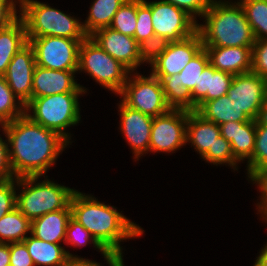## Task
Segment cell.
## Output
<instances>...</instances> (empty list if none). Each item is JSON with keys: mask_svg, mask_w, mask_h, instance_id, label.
Listing matches in <instances>:
<instances>
[{"mask_svg": "<svg viewBox=\"0 0 267 266\" xmlns=\"http://www.w3.org/2000/svg\"><path fill=\"white\" fill-rule=\"evenodd\" d=\"M0 126L7 137L9 164L15 178L45 176L70 145L25 114Z\"/></svg>", "mask_w": 267, "mask_h": 266, "instance_id": "cell-1", "label": "cell"}, {"mask_svg": "<svg viewBox=\"0 0 267 266\" xmlns=\"http://www.w3.org/2000/svg\"><path fill=\"white\" fill-rule=\"evenodd\" d=\"M71 217L87 229L105 249L123 251L121 242L140 237L144 229L118 212L116 207L76 190L70 201Z\"/></svg>", "mask_w": 267, "mask_h": 266, "instance_id": "cell-2", "label": "cell"}, {"mask_svg": "<svg viewBox=\"0 0 267 266\" xmlns=\"http://www.w3.org/2000/svg\"><path fill=\"white\" fill-rule=\"evenodd\" d=\"M230 0H212L197 24L203 47L253 46L255 38L242 5ZM205 22V23H204Z\"/></svg>", "mask_w": 267, "mask_h": 266, "instance_id": "cell-3", "label": "cell"}, {"mask_svg": "<svg viewBox=\"0 0 267 266\" xmlns=\"http://www.w3.org/2000/svg\"><path fill=\"white\" fill-rule=\"evenodd\" d=\"M19 17L24 21L27 41L43 36L65 37L84 40L82 22L60 9L37 0H19ZM80 21V22H79Z\"/></svg>", "mask_w": 267, "mask_h": 266, "instance_id": "cell-4", "label": "cell"}, {"mask_svg": "<svg viewBox=\"0 0 267 266\" xmlns=\"http://www.w3.org/2000/svg\"><path fill=\"white\" fill-rule=\"evenodd\" d=\"M40 181V176L17 178L16 207L33 221L49 212L71 209L70 201L76 189L55 183L53 180Z\"/></svg>", "mask_w": 267, "mask_h": 266, "instance_id": "cell-5", "label": "cell"}, {"mask_svg": "<svg viewBox=\"0 0 267 266\" xmlns=\"http://www.w3.org/2000/svg\"><path fill=\"white\" fill-rule=\"evenodd\" d=\"M81 94L85 92H66L33 98L25 105V115L48 130L58 133L71 145V135L66 130L81 120Z\"/></svg>", "mask_w": 267, "mask_h": 266, "instance_id": "cell-6", "label": "cell"}, {"mask_svg": "<svg viewBox=\"0 0 267 266\" xmlns=\"http://www.w3.org/2000/svg\"><path fill=\"white\" fill-rule=\"evenodd\" d=\"M80 71V72H79ZM89 74L108 91L119 94L131 71L121 62L112 58L90 36L80 44L78 70Z\"/></svg>", "mask_w": 267, "mask_h": 266, "instance_id": "cell-7", "label": "cell"}, {"mask_svg": "<svg viewBox=\"0 0 267 266\" xmlns=\"http://www.w3.org/2000/svg\"><path fill=\"white\" fill-rule=\"evenodd\" d=\"M118 95L127 106L151 117L165 114L171 109L166 102L160 80L151 73L145 77L131 72Z\"/></svg>", "mask_w": 267, "mask_h": 266, "instance_id": "cell-8", "label": "cell"}, {"mask_svg": "<svg viewBox=\"0 0 267 266\" xmlns=\"http://www.w3.org/2000/svg\"><path fill=\"white\" fill-rule=\"evenodd\" d=\"M83 40L57 36L30 38L36 65L52 70L77 71L79 48Z\"/></svg>", "mask_w": 267, "mask_h": 266, "instance_id": "cell-9", "label": "cell"}, {"mask_svg": "<svg viewBox=\"0 0 267 266\" xmlns=\"http://www.w3.org/2000/svg\"><path fill=\"white\" fill-rule=\"evenodd\" d=\"M143 1L151 8L155 35L174 42L186 39L197 32L198 22L175 5L163 0Z\"/></svg>", "mask_w": 267, "mask_h": 266, "instance_id": "cell-10", "label": "cell"}, {"mask_svg": "<svg viewBox=\"0 0 267 266\" xmlns=\"http://www.w3.org/2000/svg\"><path fill=\"white\" fill-rule=\"evenodd\" d=\"M187 120L188 111L181 109L153 117L149 152L175 153L185 146Z\"/></svg>", "mask_w": 267, "mask_h": 266, "instance_id": "cell-11", "label": "cell"}, {"mask_svg": "<svg viewBox=\"0 0 267 266\" xmlns=\"http://www.w3.org/2000/svg\"><path fill=\"white\" fill-rule=\"evenodd\" d=\"M266 91L267 79L250 71L233 77L227 95L251 120H255Z\"/></svg>", "mask_w": 267, "mask_h": 266, "instance_id": "cell-12", "label": "cell"}, {"mask_svg": "<svg viewBox=\"0 0 267 266\" xmlns=\"http://www.w3.org/2000/svg\"><path fill=\"white\" fill-rule=\"evenodd\" d=\"M202 48L203 42L198 31L181 41L169 42L165 51L151 65L150 73L154 77L178 74Z\"/></svg>", "mask_w": 267, "mask_h": 266, "instance_id": "cell-13", "label": "cell"}, {"mask_svg": "<svg viewBox=\"0 0 267 266\" xmlns=\"http://www.w3.org/2000/svg\"><path fill=\"white\" fill-rule=\"evenodd\" d=\"M120 131L130 145L135 161L148 154L153 117L130 108L122 100L119 105Z\"/></svg>", "mask_w": 267, "mask_h": 266, "instance_id": "cell-14", "label": "cell"}, {"mask_svg": "<svg viewBox=\"0 0 267 266\" xmlns=\"http://www.w3.org/2000/svg\"><path fill=\"white\" fill-rule=\"evenodd\" d=\"M90 37L131 72H137V67L142 65L139 56V43L134 37L124 35L110 27L99 29Z\"/></svg>", "mask_w": 267, "mask_h": 266, "instance_id": "cell-15", "label": "cell"}, {"mask_svg": "<svg viewBox=\"0 0 267 266\" xmlns=\"http://www.w3.org/2000/svg\"><path fill=\"white\" fill-rule=\"evenodd\" d=\"M35 52L27 43L12 58L3 75L12 92L26 105L31 100Z\"/></svg>", "mask_w": 267, "mask_h": 266, "instance_id": "cell-16", "label": "cell"}, {"mask_svg": "<svg viewBox=\"0 0 267 266\" xmlns=\"http://www.w3.org/2000/svg\"><path fill=\"white\" fill-rule=\"evenodd\" d=\"M77 71L52 70L35 66L31 99L66 92H85L87 89L75 80Z\"/></svg>", "mask_w": 267, "mask_h": 266, "instance_id": "cell-17", "label": "cell"}, {"mask_svg": "<svg viewBox=\"0 0 267 266\" xmlns=\"http://www.w3.org/2000/svg\"><path fill=\"white\" fill-rule=\"evenodd\" d=\"M233 77L234 75L217 70L208 63L200 75L199 84L191 92L192 111H196L206 101L226 95Z\"/></svg>", "mask_w": 267, "mask_h": 266, "instance_id": "cell-18", "label": "cell"}, {"mask_svg": "<svg viewBox=\"0 0 267 266\" xmlns=\"http://www.w3.org/2000/svg\"><path fill=\"white\" fill-rule=\"evenodd\" d=\"M252 47H203L208 53L209 63L217 70L238 75L252 69Z\"/></svg>", "mask_w": 267, "mask_h": 266, "instance_id": "cell-19", "label": "cell"}, {"mask_svg": "<svg viewBox=\"0 0 267 266\" xmlns=\"http://www.w3.org/2000/svg\"><path fill=\"white\" fill-rule=\"evenodd\" d=\"M220 127L221 135L230 142L234 157L239 161H247L252 157L256 138V121L225 122Z\"/></svg>", "mask_w": 267, "mask_h": 266, "instance_id": "cell-20", "label": "cell"}, {"mask_svg": "<svg viewBox=\"0 0 267 266\" xmlns=\"http://www.w3.org/2000/svg\"><path fill=\"white\" fill-rule=\"evenodd\" d=\"M219 135H221L220 127L217 124L206 120L196 111H188L186 143H191L201 157L213 147Z\"/></svg>", "mask_w": 267, "mask_h": 266, "instance_id": "cell-21", "label": "cell"}, {"mask_svg": "<svg viewBox=\"0 0 267 266\" xmlns=\"http://www.w3.org/2000/svg\"><path fill=\"white\" fill-rule=\"evenodd\" d=\"M71 218V209L49 212L31 221V235L49 243L65 242L66 227Z\"/></svg>", "mask_w": 267, "mask_h": 266, "instance_id": "cell-22", "label": "cell"}, {"mask_svg": "<svg viewBox=\"0 0 267 266\" xmlns=\"http://www.w3.org/2000/svg\"><path fill=\"white\" fill-rule=\"evenodd\" d=\"M35 266H68L70 258L77 257L60 244L37 239L30 234L23 241Z\"/></svg>", "mask_w": 267, "mask_h": 266, "instance_id": "cell-23", "label": "cell"}, {"mask_svg": "<svg viewBox=\"0 0 267 266\" xmlns=\"http://www.w3.org/2000/svg\"><path fill=\"white\" fill-rule=\"evenodd\" d=\"M27 43L25 24L20 17L0 30V75L5 74L14 55Z\"/></svg>", "mask_w": 267, "mask_h": 266, "instance_id": "cell-24", "label": "cell"}, {"mask_svg": "<svg viewBox=\"0 0 267 266\" xmlns=\"http://www.w3.org/2000/svg\"><path fill=\"white\" fill-rule=\"evenodd\" d=\"M196 112L218 126L229 121L247 122L251 120L235 105L234 101L228 98L227 94L217 99L204 102Z\"/></svg>", "mask_w": 267, "mask_h": 266, "instance_id": "cell-25", "label": "cell"}, {"mask_svg": "<svg viewBox=\"0 0 267 266\" xmlns=\"http://www.w3.org/2000/svg\"><path fill=\"white\" fill-rule=\"evenodd\" d=\"M126 0H93L88 17L82 26L87 36L102 28L110 27L114 15Z\"/></svg>", "mask_w": 267, "mask_h": 266, "instance_id": "cell-26", "label": "cell"}, {"mask_svg": "<svg viewBox=\"0 0 267 266\" xmlns=\"http://www.w3.org/2000/svg\"><path fill=\"white\" fill-rule=\"evenodd\" d=\"M28 234L31 221L17 207L0 219V243L22 242Z\"/></svg>", "mask_w": 267, "mask_h": 266, "instance_id": "cell-27", "label": "cell"}, {"mask_svg": "<svg viewBox=\"0 0 267 266\" xmlns=\"http://www.w3.org/2000/svg\"><path fill=\"white\" fill-rule=\"evenodd\" d=\"M160 80L165 99L171 109L192 111L190 91L180 84L179 73L169 77H156Z\"/></svg>", "mask_w": 267, "mask_h": 266, "instance_id": "cell-28", "label": "cell"}, {"mask_svg": "<svg viewBox=\"0 0 267 266\" xmlns=\"http://www.w3.org/2000/svg\"><path fill=\"white\" fill-rule=\"evenodd\" d=\"M255 40L267 39V0H239Z\"/></svg>", "mask_w": 267, "mask_h": 266, "instance_id": "cell-29", "label": "cell"}, {"mask_svg": "<svg viewBox=\"0 0 267 266\" xmlns=\"http://www.w3.org/2000/svg\"><path fill=\"white\" fill-rule=\"evenodd\" d=\"M25 114V105L12 92L4 76L0 75V125Z\"/></svg>", "mask_w": 267, "mask_h": 266, "instance_id": "cell-30", "label": "cell"}, {"mask_svg": "<svg viewBox=\"0 0 267 266\" xmlns=\"http://www.w3.org/2000/svg\"><path fill=\"white\" fill-rule=\"evenodd\" d=\"M247 180L267 169V125H256L255 146L252 157L247 161Z\"/></svg>", "mask_w": 267, "mask_h": 266, "instance_id": "cell-31", "label": "cell"}, {"mask_svg": "<svg viewBox=\"0 0 267 266\" xmlns=\"http://www.w3.org/2000/svg\"><path fill=\"white\" fill-rule=\"evenodd\" d=\"M137 22V0H126L114 15L110 28L134 37Z\"/></svg>", "mask_w": 267, "mask_h": 266, "instance_id": "cell-32", "label": "cell"}, {"mask_svg": "<svg viewBox=\"0 0 267 266\" xmlns=\"http://www.w3.org/2000/svg\"><path fill=\"white\" fill-rule=\"evenodd\" d=\"M208 63V53L205 48H202L179 72L180 84H183L191 93L194 87L199 84L200 75Z\"/></svg>", "mask_w": 267, "mask_h": 266, "instance_id": "cell-33", "label": "cell"}, {"mask_svg": "<svg viewBox=\"0 0 267 266\" xmlns=\"http://www.w3.org/2000/svg\"><path fill=\"white\" fill-rule=\"evenodd\" d=\"M207 163L213 165H228L234 171L237 170V165L240 163L233 155L231 144L222 135L216 139L213 147H210L207 153L202 157Z\"/></svg>", "mask_w": 267, "mask_h": 266, "instance_id": "cell-34", "label": "cell"}, {"mask_svg": "<svg viewBox=\"0 0 267 266\" xmlns=\"http://www.w3.org/2000/svg\"><path fill=\"white\" fill-rule=\"evenodd\" d=\"M90 242L93 244L94 248L101 252V254L105 251V249L94 239L92 234L71 217L66 227L64 243L71 245L72 247L75 246L80 248Z\"/></svg>", "mask_w": 267, "mask_h": 266, "instance_id": "cell-35", "label": "cell"}, {"mask_svg": "<svg viewBox=\"0 0 267 266\" xmlns=\"http://www.w3.org/2000/svg\"><path fill=\"white\" fill-rule=\"evenodd\" d=\"M169 41L159 35H153L139 43V56L141 63L152 65L165 51Z\"/></svg>", "mask_w": 267, "mask_h": 266, "instance_id": "cell-36", "label": "cell"}, {"mask_svg": "<svg viewBox=\"0 0 267 266\" xmlns=\"http://www.w3.org/2000/svg\"><path fill=\"white\" fill-rule=\"evenodd\" d=\"M151 16V8L143 0H137V22L134 38L138 43L155 35Z\"/></svg>", "mask_w": 267, "mask_h": 266, "instance_id": "cell-37", "label": "cell"}, {"mask_svg": "<svg viewBox=\"0 0 267 266\" xmlns=\"http://www.w3.org/2000/svg\"><path fill=\"white\" fill-rule=\"evenodd\" d=\"M17 178L0 183V219L16 208Z\"/></svg>", "mask_w": 267, "mask_h": 266, "instance_id": "cell-38", "label": "cell"}, {"mask_svg": "<svg viewBox=\"0 0 267 266\" xmlns=\"http://www.w3.org/2000/svg\"><path fill=\"white\" fill-rule=\"evenodd\" d=\"M251 71L267 79V39L255 40L252 47Z\"/></svg>", "mask_w": 267, "mask_h": 266, "instance_id": "cell-39", "label": "cell"}, {"mask_svg": "<svg viewBox=\"0 0 267 266\" xmlns=\"http://www.w3.org/2000/svg\"><path fill=\"white\" fill-rule=\"evenodd\" d=\"M109 266H125L123 262V252H117L113 250H105L102 253ZM68 266H102L96 261L78 257L70 258Z\"/></svg>", "mask_w": 267, "mask_h": 266, "instance_id": "cell-40", "label": "cell"}, {"mask_svg": "<svg viewBox=\"0 0 267 266\" xmlns=\"http://www.w3.org/2000/svg\"><path fill=\"white\" fill-rule=\"evenodd\" d=\"M185 11L195 21L196 17H203L212 0H163Z\"/></svg>", "mask_w": 267, "mask_h": 266, "instance_id": "cell-41", "label": "cell"}, {"mask_svg": "<svg viewBox=\"0 0 267 266\" xmlns=\"http://www.w3.org/2000/svg\"><path fill=\"white\" fill-rule=\"evenodd\" d=\"M10 266H35L25 243H9Z\"/></svg>", "mask_w": 267, "mask_h": 266, "instance_id": "cell-42", "label": "cell"}, {"mask_svg": "<svg viewBox=\"0 0 267 266\" xmlns=\"http://www.w3.org/2000/svg\"><path fill=\"white\" fill-rule=\"evenodd\" d=\"M253 184H256L257 188L261 192L260 202L257 203L258 214H261L264 222L267 223V169L258 172L250 180ZM259 186V187H258Z\"/></svg>", "mask_w": 267, "mask_h": 266, "instance_id": "cell-43", "label": "cell"}, {"mask_svg": "<svg viewBox=\"0 0 267 266\" xmlns=\"http://www.w3.org/2000/svg\"><path fill=\"white\" fill-rule=\"evenodd\" d=\"M17 4H19V0H0V30L9 26L19 17Z\"/></svg>", "mask_w": 267, "mask_h": 266, "instance_id": "cell-44", "label": "cell"}, {"mask_svg": "<svg viewBox=\"0 0 267 266\" xmlns=\"http://www.w3.org/2000/svg\"><path fill=\"white\" fill-rule=\"evenodd\" d=\"M15 178L10 168L8 158V143L0 135V183Z\"/></svg>", "mask_w": 267, "mask_h": 266, "instance_id": "cell-45", "label": "cell"}, {"mask_svg": "<svg viewBox=\"0 0 267 266\" xmlns=\"http://www.w3.org/2000/svg\"><path fill=\"white\" fill-rule=\"evenodd\" d=\"M0 266H10L9 243H0Z\"/></svg>", "mask_w": 267, "mask_h": 266, "instance_id": "cell-46", "label": "cell"}, {"mask_svg": "<svg viewBox=\"0 0 267 266\" xmlns=\"http://www.w3.org/2000/svg\"><path fill=\"white\" fill-rule=\"evenodd\" d=\"M256 125H267V91L261 109L255 119Z\"/></svg>", "mask_w": 267, "mask_h": 266, "instance_id": "cell-47", "label": "cell"}, {"mask_svg": "<svg viewBox=\"0 0 267 266\" xmlns=\"http://www.w3.org/2000/svg\"><path fill=\"white\" fill-rule=\"evenodd\" d=\"M256 258L253 266H267V243Z\"/></svg>", "mask_w": 267, "mask_h": 266, "instance_id": "cell-48", "label": "cell"}]
</instances>
